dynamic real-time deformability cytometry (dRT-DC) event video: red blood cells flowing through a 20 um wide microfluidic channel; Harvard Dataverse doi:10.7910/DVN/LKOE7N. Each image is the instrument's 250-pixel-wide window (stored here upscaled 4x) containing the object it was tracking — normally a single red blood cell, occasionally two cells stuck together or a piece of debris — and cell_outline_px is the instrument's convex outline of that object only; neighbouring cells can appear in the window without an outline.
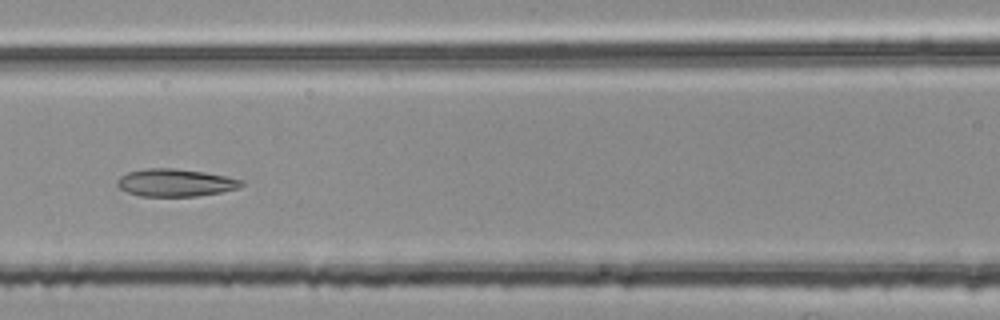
{"species": "common noctule bat (a hibernating species)", "species_latin": "Nyctalus noctula", "temperature_condition": "room temperature", "stored_images_in_passage": 50, "segment_of_instrument_passage": [2, 2], "camera_frame_rate_fps": 3000, "um_per_image_px": 0.085, "animal": {"sex": "female", "body_mass_g": 25.1}, "frame": {"image": 1, "passage_image": 23, "time_ms": 7.333, "image_size_px": [1000, 320], "cell_outline_px": [[244, 184], [240, 188], [220, 192], [196, 196], [140, 196], [128, 192], [120, 188], [116, 184], [116, 180], [120, 176], [128, 172], [148, 168], [172, 168], [204, 172], [244, 180]], "centroid_in_image_um": [14.9, 15.53], "position_along_channel_um": 151.7, "area_um2": 19.88}}
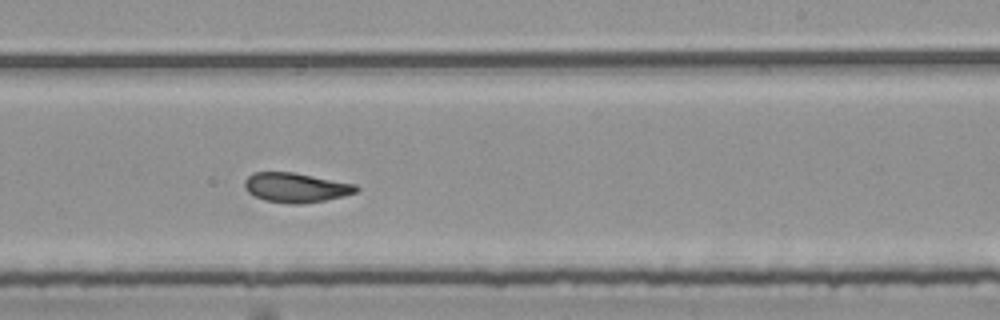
{"frame": {"image": 2, "passage_image": 32, "time_ms": 10.333, "image_size_px": [1000, 320], "cell_outline_px": [[360, 188], [356, 192], [324, 200], [300, 204], [292, 204], [264, 200], [248, 192], [244, 188], [244, 180], [252, 172], [292, 172], [356, 184]], "centroid_in_image_um": [25.11, 15.93], "position_along_channel_um": 263.9, "area_um2": 19.07}}
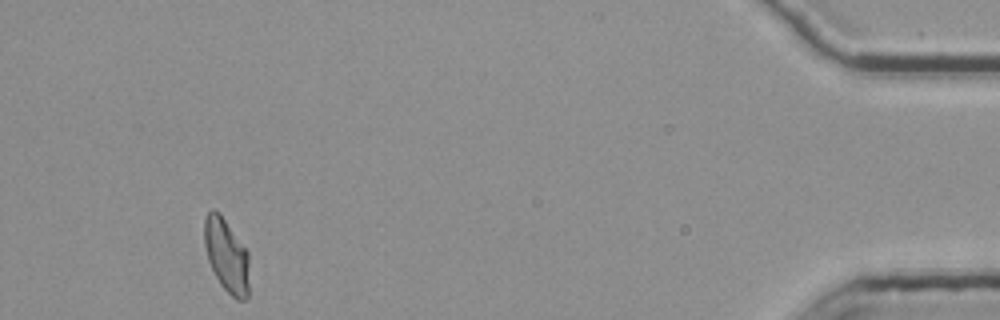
{"frame": {"image": 3, "passage_image": 50, "time_ms": 16.333, "image_size_px": [1000, 320], "cell_outline_px": [[248, 296], [244, 300], [236, 300], [220, 284], [208, 260], [204, 244], [204, 220], [208, 212], [212, 208], [220, 212], [248, 252]], "centroid_in_image_um": [19.24, 21.69], "position_along_channel_um": 416.0, "area_um2": 19.19}}